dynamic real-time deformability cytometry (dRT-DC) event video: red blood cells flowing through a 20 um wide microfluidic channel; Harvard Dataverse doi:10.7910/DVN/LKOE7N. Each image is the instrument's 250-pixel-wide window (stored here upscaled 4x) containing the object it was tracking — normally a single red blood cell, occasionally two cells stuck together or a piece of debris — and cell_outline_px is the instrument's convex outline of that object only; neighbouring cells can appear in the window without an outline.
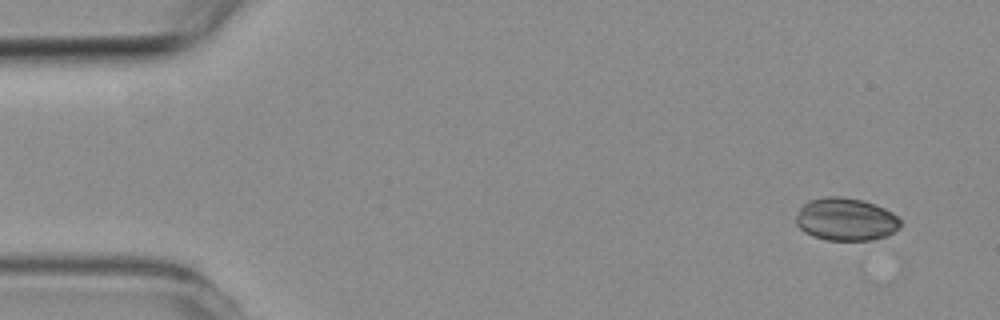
{"species": "common noctule bat (a hibernating species)", "species_latin": "Nyctalus noctula", "temperature_condition": "room temperature", "stored_images_in_passage": 4, "camera_frame_rate_fps": 3000, "um_per_image_px": 0.085, "animal": {"sex": "female", "body_mass_g": 19.3, "forearm_length_mm": 54.1}, "frame": {"image": 1, "passage_image": 1, "time_ms": 0.0, "image_size_px": [1000, 320], "cell_outline_px": [[900, 228], [884, 236], [872, 240], [824, 240], [812, 236], [804, 232], [796, 224], [796, 216], [800, 208], [808, 200], [824, 196], [840, 196], [864, 200], [876, 204], [892, 212], [900, 220]], "centroid_in_image_um": [71.87, 18.63], "position_along_channel_um": 13.1, "area_um2": 26.18}}
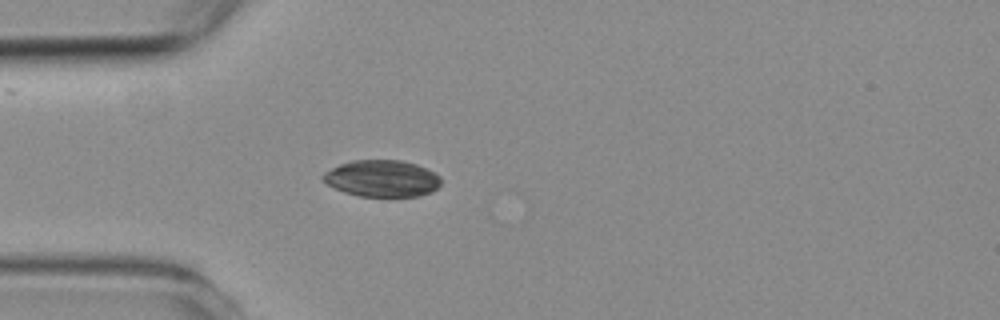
{"frame": {"image": 2, "passage_image": 4, "time_ms": 3.667, "image_size_px": [1000, 320], "cell_outline_px": [[440, 184], [432, 192], [420, 196], [360, 196], [344, 192], [328, 184], [320, 176], [324, 172], [340, 164], [352, 160], [400, 160], [416, 164], [428, 168], [440, 176]], "centroid_in_image_um": [32.49, 15.16], "position_along_channel_um": 52.5, "area_um2": 25.2}}